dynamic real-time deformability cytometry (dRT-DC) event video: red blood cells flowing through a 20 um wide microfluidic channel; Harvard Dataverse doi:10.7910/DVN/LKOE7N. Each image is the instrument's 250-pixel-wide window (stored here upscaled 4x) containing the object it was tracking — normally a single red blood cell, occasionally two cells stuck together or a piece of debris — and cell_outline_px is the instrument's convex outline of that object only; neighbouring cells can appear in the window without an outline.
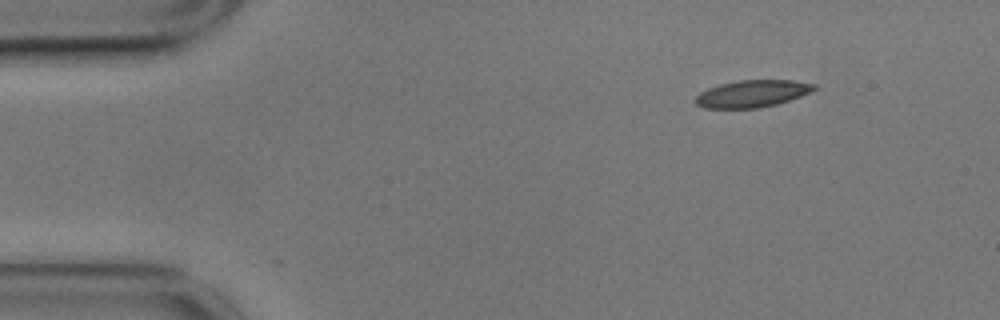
{"species": "common noctule bat (a hibernating species)", "species_latin": "Nyctalus noctula", "temperature_condition": "cold", "stored_images_in_passage": 15, "camera_frame_rate_fps": 3000, "um_per_image_px": 0.085, "animal": {"sex": "male", "body_mass_g": 17.9}, "frame": {"image": 1, "passage_image": 1, "time_ms": 0.0, "image_size_px": [1000, 320], "cell_outline_px": [[816, 88], [800, 96], [776, 104], [760, 108], [704, 108], [696, 104], [696, 96], [700, 92], [708, 88], [720, 84], [740, 80], [792, 80], [816, 84]], "centroid_in_image_um": [63.92, 7.96], "position_along_channel_um": 21.1, "area_um2": 18.55}}